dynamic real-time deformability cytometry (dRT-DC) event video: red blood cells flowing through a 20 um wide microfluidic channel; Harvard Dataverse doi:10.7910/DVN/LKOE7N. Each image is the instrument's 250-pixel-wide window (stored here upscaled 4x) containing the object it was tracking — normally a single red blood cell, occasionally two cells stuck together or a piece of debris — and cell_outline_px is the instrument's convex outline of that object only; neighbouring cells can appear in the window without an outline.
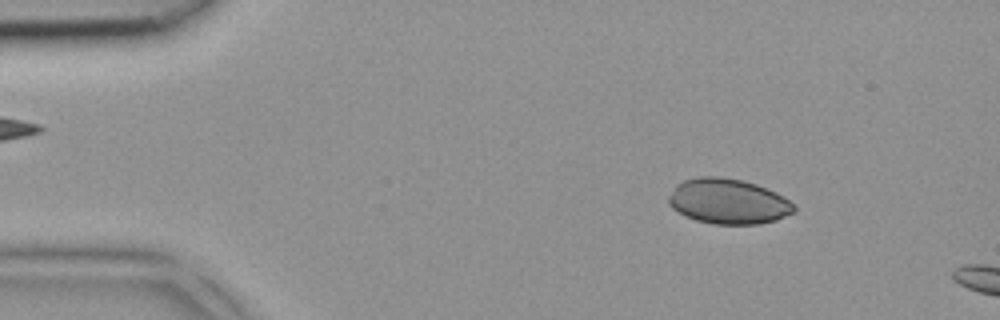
{"species": "common noctule bat (a hibernating species)", "species_latin": "Nyctalus noctula", "temperature_condition": "room temperature", "stored_images_in_passage": 4, "camera_frame_rate_fps": 3000, "um_per_image_px": 0.085, "animal": {"sex": "female", "body_mass_g": 18.4}, "frame": {"image": 1, "passage_image": 2, "time_ms": 0.333, "image_size_px": [1000, 320], "cell_outline_px": [[796, 208], [792, 212], [776, 220], [760, 224], [712, 224], [696, 220], [684, 216], [672, 208], [668, 204], [668, 196], [676, 184], [684, 180], [700, 176], [716, 176], [740, 180], [756, 184], [776, 192], [788, 200]], "centroid_in_image_um": [61.85, 17.12], "position_along_channel_um": 23.2, "area_um2": 33.0}}